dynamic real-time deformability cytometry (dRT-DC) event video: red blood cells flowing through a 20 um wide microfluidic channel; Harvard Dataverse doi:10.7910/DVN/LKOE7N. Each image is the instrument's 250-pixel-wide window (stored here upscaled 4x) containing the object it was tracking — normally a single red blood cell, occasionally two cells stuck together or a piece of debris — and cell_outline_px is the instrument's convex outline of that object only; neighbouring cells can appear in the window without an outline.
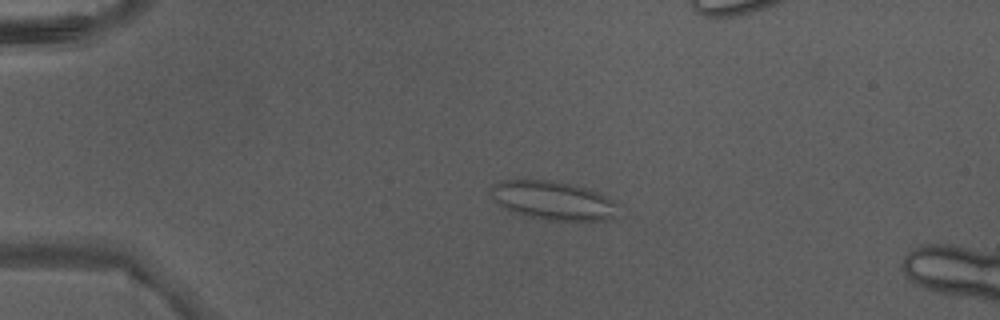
{"species": "Egyptian fruit bat (a non-hibernating species)", "species_latin": "Rousettus aegyptiacus", "temperature_condition": "warm", "stored_images_in_passage": 17, "camera_frame_rate_fps": 3000, "um_per_image_px": 0.085, "animal": {"sex": "male"}, "frame": {"image": 1, "passage_image": 12, "time_ms": 3.667, "image_size_px": [1000, 320], "cell_outline_px": [[624, 204], [616, 216], [608, 220], [548, 220], [524, 216], [504, 208], [492, 196], [492, 184], [500, 180], [548, 180], [588, 188]], "centroid_in_image_um": [47.11, 17.05], "position_along_channel_um": 37.9, "area_um2": 28.96}}